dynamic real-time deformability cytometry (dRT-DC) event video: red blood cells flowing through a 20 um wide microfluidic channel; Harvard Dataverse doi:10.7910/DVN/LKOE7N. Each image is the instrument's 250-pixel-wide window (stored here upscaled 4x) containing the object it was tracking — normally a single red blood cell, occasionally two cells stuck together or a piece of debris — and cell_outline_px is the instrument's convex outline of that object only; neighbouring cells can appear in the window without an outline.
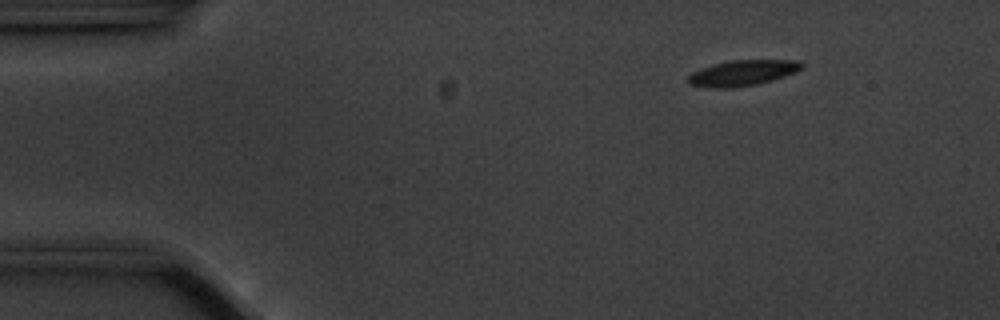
{"species": "common noctule bat (a hibernating species)", "species_latin": "Nyctalus noctula", "temperature_condition": "cold", "stored_images_in_passage": 47, "camera_frame_rate_fps": 3000, "um_per_image_px": 0.085, "animal": {"sex": "male", "body_mass_g": 20.1, "forearm_length_mm": 53.5}, "frame": {"image": 1, "passage_image": 1, "time_ms": 0.0, "image_size_px": [1000, 320], "cell_outline_px": [[804, 68], [796, 72], [772, 80], [756, 84], [728, 88], [716, 88], [692, 84], [688, 80], [688, 76], [692, 72], [700, 68], [732, 60], [800, 60], [804, 64]], "centroid_in_image_um": [63.18, 6.18], "position_along_channel_um": 21.8, "area_um2": 16.76}}
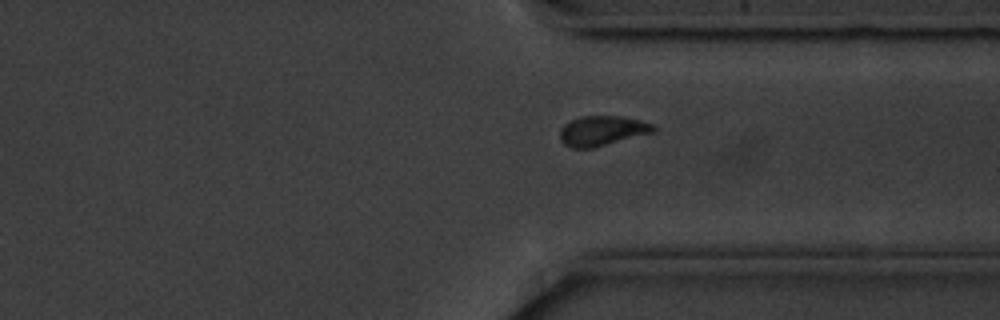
{"frame": {"image": 2, "passage_image": 36, "time_ms": 11.667, "image_size_px": [1000, 320], "cell_outline_px": [[656, 132], [592, 148], [572, 148], [564, 144], [560, 140], [560, 128], [564, 124], [580, 116], [620, 116], [640, 120], [656, 124]], "centroid_in_image_um": [51.21, 11.11], "position_along_channel_um": 360.2, "area_um2": 16.47}}
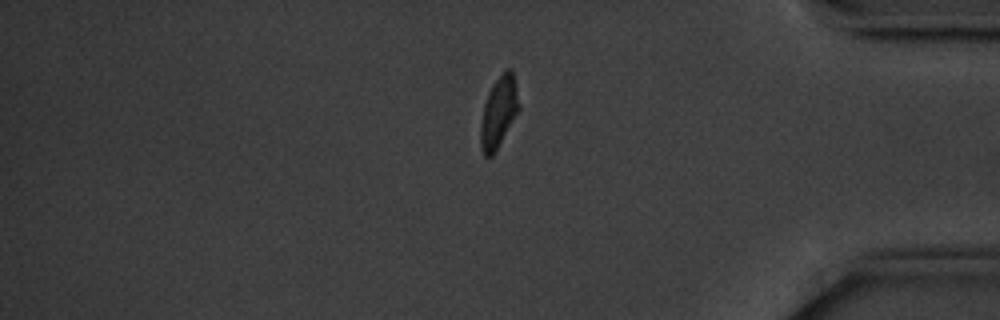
{"frame": {"image": 3, "passage_image": 41, "time_ms": 13.333, "image_size_px": [1000, 320], "cell_outline_px": [[520, 108], [492, 156], [484, 156], [480, 144], [480, 124], [484, 104], [488, 92], [492, 84], [508, 68], [512, 68]], "centroid_in_image_um": [42.37, 9.52], "position_along_channel_um": 392.8, "area_um2": 15.55}}